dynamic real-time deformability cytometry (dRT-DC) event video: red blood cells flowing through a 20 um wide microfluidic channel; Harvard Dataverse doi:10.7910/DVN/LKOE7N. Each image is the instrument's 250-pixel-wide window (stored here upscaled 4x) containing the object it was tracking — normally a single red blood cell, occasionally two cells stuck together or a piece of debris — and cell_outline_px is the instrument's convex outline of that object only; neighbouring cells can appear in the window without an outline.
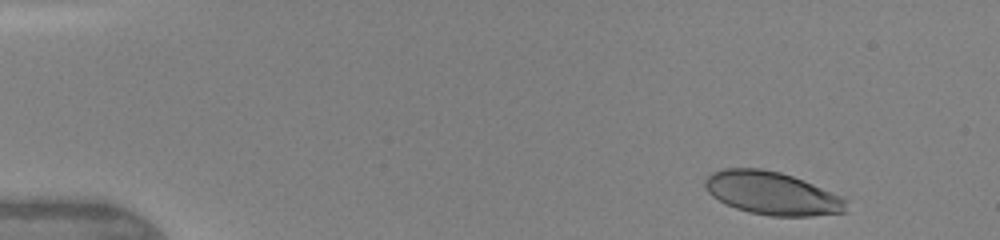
{"species": "human", "species_latin": "Homo sapiens", "temperature_condition": "warm", "stored_images_in_passage": 7, "camera_frame_rate_fps": 3000, "um_per_image_px": 0.085, "donor": {"sex": "female"}, "frame": {"image": 1, "passage_image": 1, "time_ms": 0.0, "image_size_px": [1000, 240], "cell_outline_px": [[848, 212], [812, 216], [772, 216], [748, 212], [736, 208], [712, 196], [708, 192], [704, 184], [704, 180], [712, 172], [724, 168], [760, 168], [780, 172], [792, 176], [812, 184], [840, 196], [848, 200]], "centroid_in_image_um": [65.64, 16.43], "position_along_channel_um": 19.4, "area_um2": 35.32}}
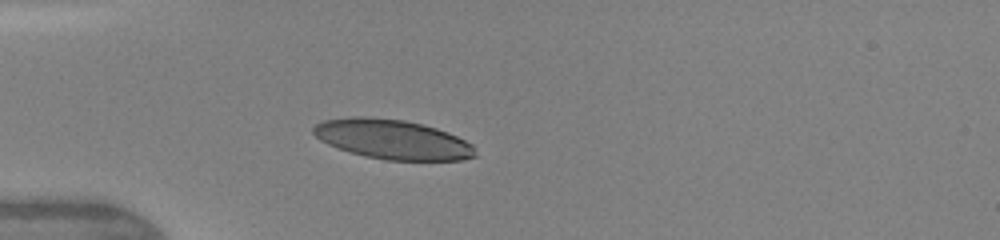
{"frame": {"image": 2, "passage_image": 4, "time_ms": 3.0, "image_size_px": [1000, 240], "cell_outline_px": [[476, 156], [460, 160], [384, 160], [364, 156], [328, 144], [320, 140], [312, 132], [312, 128], [316, 124], [324, 120], [352, 116], [364, 116], [404, 120], [424, 124], [448, 132], [472, 144], [476, 148]], "centroid_in_image_um": [33.37, 11.84], "position_along_channel_um": 51.6, "area_um2": 37.34}}